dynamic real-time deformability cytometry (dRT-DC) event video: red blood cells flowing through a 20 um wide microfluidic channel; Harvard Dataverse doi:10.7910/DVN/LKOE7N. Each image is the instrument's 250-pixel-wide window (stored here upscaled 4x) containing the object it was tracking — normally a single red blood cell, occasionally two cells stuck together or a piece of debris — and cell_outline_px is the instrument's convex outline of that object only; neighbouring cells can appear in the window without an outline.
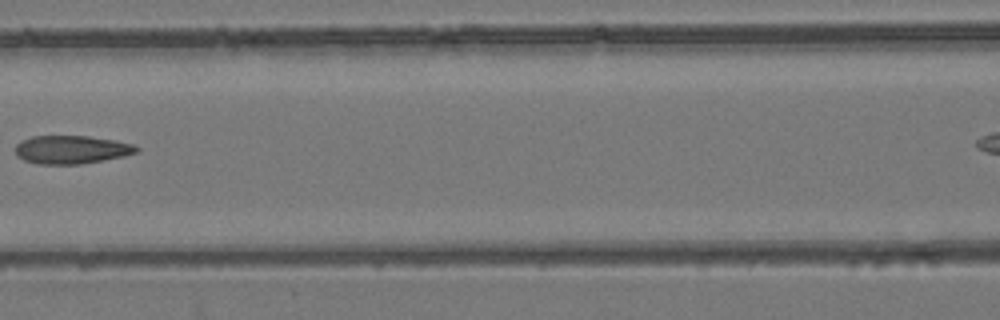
{"species": "common noctule bat (a hibernating species)", "species_latin": "Nyctalus noctula", "temperature_condition": "room temperature", "stored_images_in_passage": 4, "segment_of_instrument_passage": [1, 2], "camera_frame_rate_fps": 3000, "um_per_image_px": 0.085, "animal": {"sex": "female", "body_mass_g": 24.6, "forearm_length_mm": 56.2}, "frame": {"image": 1, "passage_image": 3, "time_ms": 0.667, "image_size_px": [1000, 320], "cell_outline_px": [[140, 148], [136, 152], [124, 156], [80, 164], [40, 164], [24, 160], [16, 156], [16, 144], [32, 136], [88, 136], [116, 140], [132, 144]], "centroid_in_image_um": [6.07, 12.71], "position_along_channel_um": 160.5, "area_um2": 19.83}}